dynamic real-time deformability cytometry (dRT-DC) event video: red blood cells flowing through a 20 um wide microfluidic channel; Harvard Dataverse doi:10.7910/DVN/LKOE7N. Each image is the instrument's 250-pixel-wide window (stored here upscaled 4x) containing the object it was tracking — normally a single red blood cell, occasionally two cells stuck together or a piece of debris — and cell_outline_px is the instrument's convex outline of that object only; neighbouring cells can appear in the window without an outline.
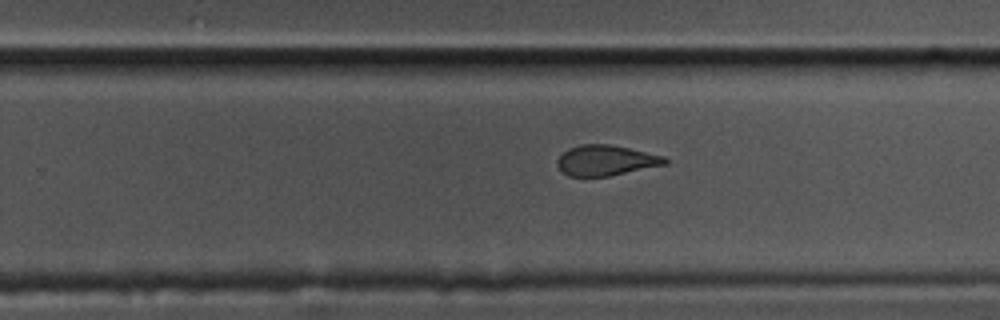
{"species": "common noctule bat (a hibernating species)", "species_latin": "Nyctalus noctula", "temperature_condition": "cold", "stored_images_in_passage": 39, "camera_frame_rate_fps": 3000, "um_per_image_px": 0.085, "animal": {"sex": "male", "body_mass_g": 17.5, "forearm_length_mm": 52.3}, "frame": {"image": 1, "passage_image": 21, "time_ms": 6.667, "image_size_px": [1000, 320], "cell_outline_px": [[668, 164], [608, 176], [568, 176], [556, 164], [556, 160], [568, 148], [580, 144], [608, 144], [628, 148], [664, 156], [668, 160]], "centroid_in_image_um": [51.5, 13.63], "position_along_channel_um": 278.3, "area_um2": 18.96}}
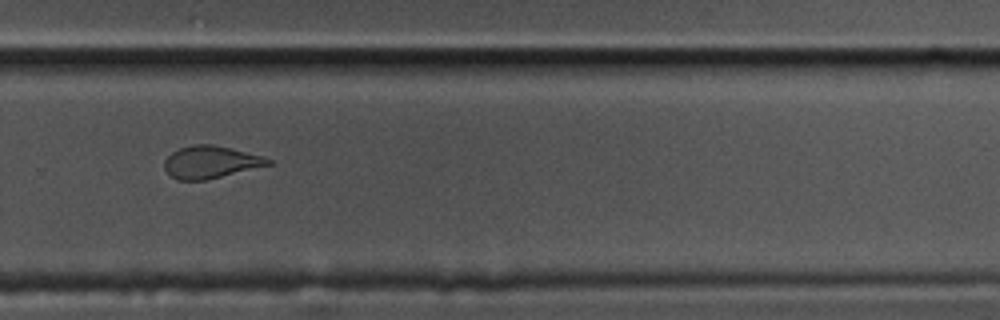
{"frame": {"image": 2, "passage_image": 24, "time_ms": 7.667, "image_size_px": [1000, 320], "cell_outline_px": [[272, 164], [204, 180], [176, 180], [164, 168], [164, 160], [172, 152], [180, 148], [192, 144], [212, 144], [264, 156], [272, 160]], "centroid_in_image_um": [17.89, 13.77], "position_along_channel_um": 311.9, "area_um2": 19.36}}
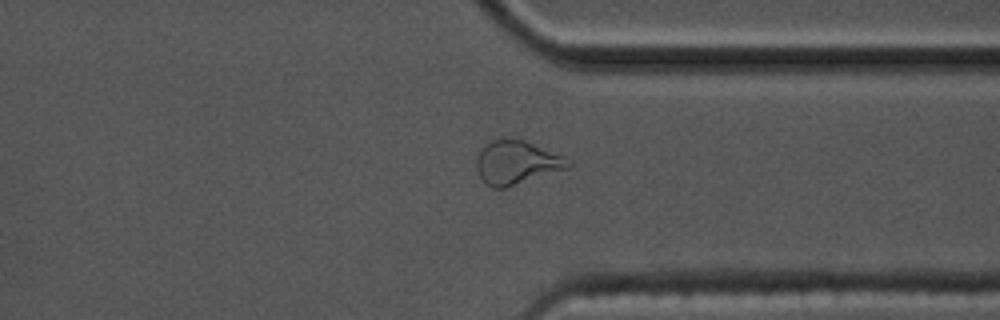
{"frame": {"image": 3, "passage_image": 29, "time_ms": 9.333, "image_size_px": [1000, 320], "cell_outline_px": [[572, 168], [504, 188], [492, 188], [484, 184], [476, 168], [476, 160], [480, 152], [492, 140], [524, 140], [564, 156], [572, 164]], "centroid_in_image_um": [43.95, 13.86], "position_along_channel_um": 367.4, "area_um2": 23.12}}